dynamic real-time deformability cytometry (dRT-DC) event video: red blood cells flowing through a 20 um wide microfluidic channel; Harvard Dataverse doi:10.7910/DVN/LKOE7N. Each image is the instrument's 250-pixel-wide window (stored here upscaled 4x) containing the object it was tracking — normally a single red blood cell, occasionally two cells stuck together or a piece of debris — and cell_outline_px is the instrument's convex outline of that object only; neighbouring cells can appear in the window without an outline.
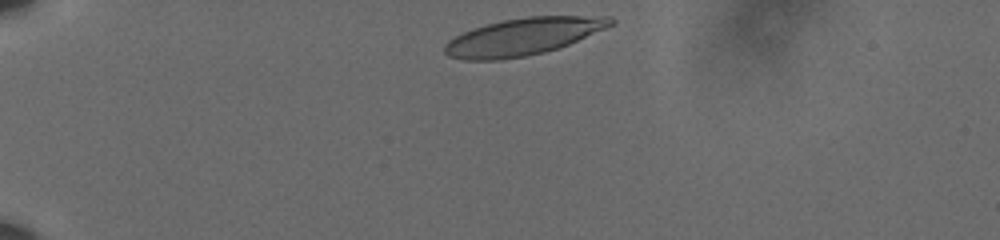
{"species": "human", "species_latin": "Homo sapiens", "temperature_condition": "cold", "stored_images_in_passage": 38, "camera_frame_rate_fps": 3000, "um_per_image_px": 0.085, "donor": {"sex": "male"}, "frame": {"image": 1, "passage_image": 1, "time_ms": 0.0, "image_size_px": [1000, 240], "cell_outline_px": [[616, 20], [612, 24], [604, 28], [568, 44], [544, 52], [524, 56], [500, 60], [464, 60], [448, 56], [444, 52], [444, 44], [448, 40], [472, 28], [504, 20], [528, 16], [612, 16]], "centroid_in_image_um": [44.42, 3.11], "position_along_channel_um": 40.6, "area_um2": 35.55}}
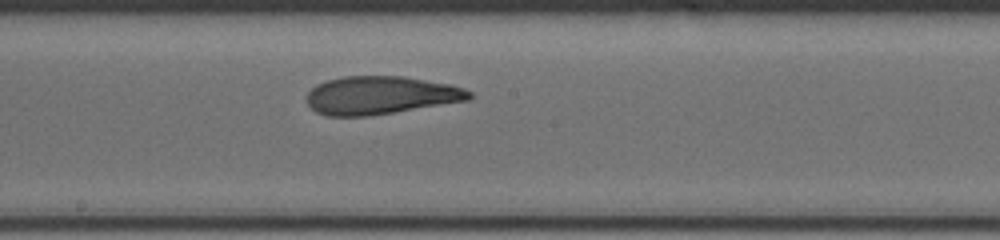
{"frame": {"image": 2, "passage_image": 21, "time_ms": 6.667, "image_size_px": [1000, 240], "cell_outline_px": [[472, 96], [468, 100], [368, 116], [328, 116], [316, 112], [308, 104], [308, 92], [316, 84], [328, 80], [344, 76], [404, 76], [452, 84], [464, 88], [472, 92]], "centroid_in_image_um": [32.36, 8.09], "position_along_channel_um": 215.8, "area_um2": 35.95}}
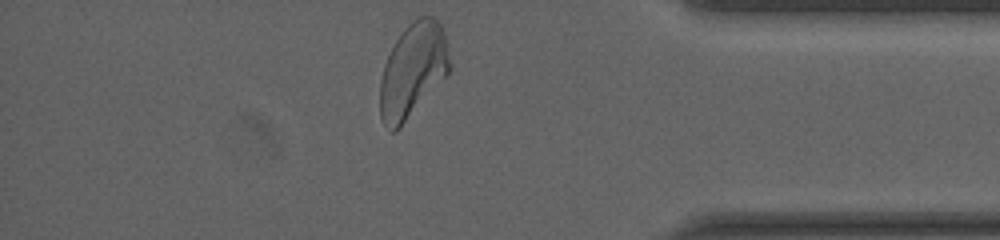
{"frame": {"image": 3, "passage_image": 38, "time_ms": 12.333, "image_size_px": [1000, 240], "cell_outline_px": [[452, 68], [400, 128], [396, 132], [392, 132], [384, 124], [380, 116], [380, 80], [384, 64], [396, 40], [404, 28], [416, 16], [432, 16], [444, 28]], "centroid_in_image_um": [35.09, 5.96], "position_along_channel_um": 400.1, "area_um2": 38.26}, "authors_computed_cell_mechanics": {"area_um2": 36.0672, "velocity_mm_per_s": 3.5826, "shape_relaxation_time_tau1_ms": 6.0399, "shape_relaxation_time_tau2_ms": 2.3428, "deformation_change_tau1": 0.2136, "deformation_change_tau2": 0.0809}}